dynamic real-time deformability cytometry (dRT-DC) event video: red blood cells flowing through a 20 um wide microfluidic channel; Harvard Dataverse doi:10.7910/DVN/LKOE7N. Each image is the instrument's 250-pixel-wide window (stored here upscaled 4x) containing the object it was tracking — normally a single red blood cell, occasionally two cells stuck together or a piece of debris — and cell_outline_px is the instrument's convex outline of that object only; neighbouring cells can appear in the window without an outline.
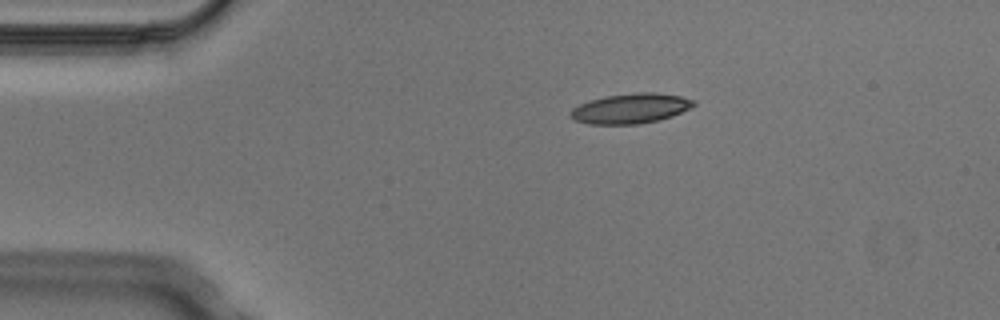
{"species": "Egyptian fruit bat (a non-hibernating species)", "species_latin": "Rousettus aegyptiacus", "temperature_condition": "cold", "stored_images_in_passage": 4, "camera_frame_rate_fps": 3000, "um_per_image_px": 0.085, "animal": {"sex": "male"}, "frame": {"image": 1, "passage_image": 1, "time_ms": 0.0, "image_size_px": [1000, 320], "cell_outline_px": [[696, 104], [692, 108], [672, 116], [660, 120], [640, 124], [588, 124], [572, 120], [568, 116], [568, 112], [572, 108], [580, 104], [604, 96], [636, 92], [656, 92], [680, 96], [696, 100]], "centroid_in_image_um": [53.6, 9.22], "position_along_channel_um": 31.4, "area_um2": 21.91}}
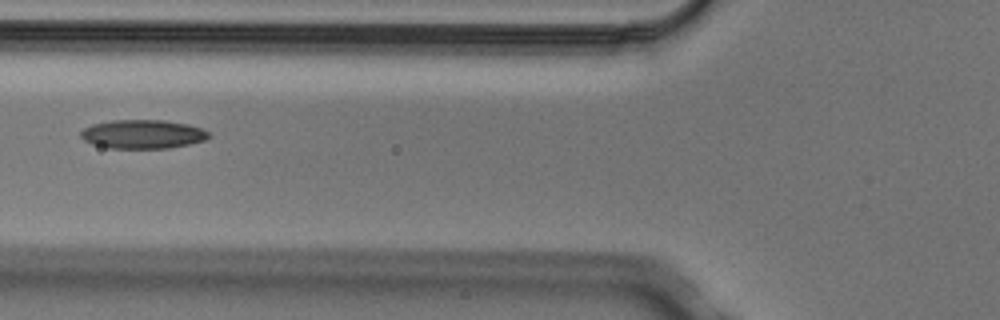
{"frame": {"image": 2, "passage_image": 3, "time_ms": 0.667, "image_size_px": [1000, 320], "cell_outline_px": [[212, 136], [204, 140], [188, 144], [168, 148], [112, 148], [92, 144], [84, 140], [80, 136], [80, 132], [84, 128], [92, 124], [112, 120], [164, 120], [188, 124], [204, 128]], "centroid_in_image_um": [12.15, 11.39], "position_along_channel_um": 113.7, "area_um2": 21.56}}
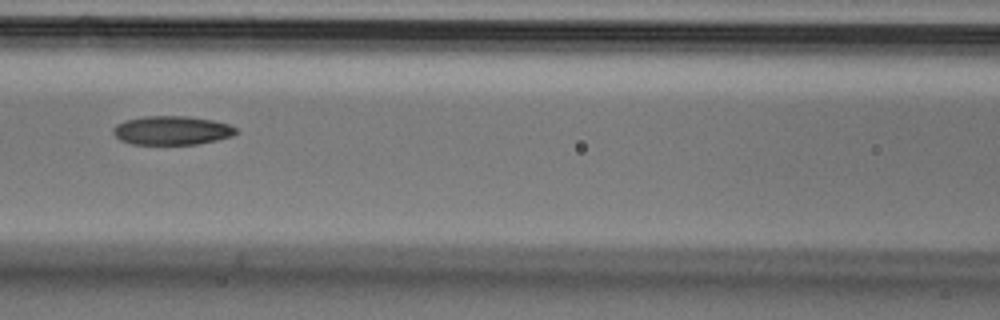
{"frame": {"image": 3, "passage_image": 4, "time_ms": 1.0, "image_size_px": [1000, 320], "cell_outline_px": [[236, 132], [232, 136], [216, 140], [196, 144], [132, 144], [120, 140], [112, 132], [112, 128], [116, 124], [124, 120], [144, 116], [188, 116], [212, 120], [228, 124], [236, 128]], "centroid_in_image_um": [14.56, 11.08], "position_along_channel_um": 152.0, "area_um2": 20.63}}